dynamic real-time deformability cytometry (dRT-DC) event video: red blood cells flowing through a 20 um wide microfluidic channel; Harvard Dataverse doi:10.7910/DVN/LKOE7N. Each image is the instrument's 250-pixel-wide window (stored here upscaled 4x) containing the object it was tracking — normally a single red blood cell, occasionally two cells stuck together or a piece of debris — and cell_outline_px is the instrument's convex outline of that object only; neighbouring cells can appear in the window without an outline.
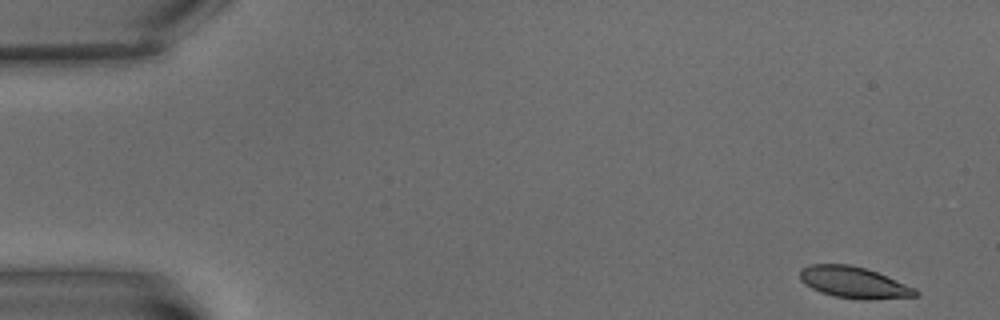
{"species": "common noctule bat (a hibernating species)", "species_latin": "Nyctalus noctula", "temperature_condition": "warm", "stored_images_in_passage": 8, "camera_frame_rate_fps": 3000, "um_per_image_px": 0.085, "animal": {"sex": "male", "body_mass_g": 15.6}, "frame": {"image": 1, "passage_image": 1, "time_ms": 0.0, "image_size_px": [1000, 320], "cell_outline_px": [[920, 292], [916, 296], [872, 300], [860, 300], [832, 296], [820, 292], [804, 284], [800, 280], [800, 268], [808, 264], [848, 264], [864, 268], [876, 272], [916, 288]], "centroid_in_image_um": [72.55, 24.02], "position_along_channel_um": 12.4, "area_um2": 21.33}}
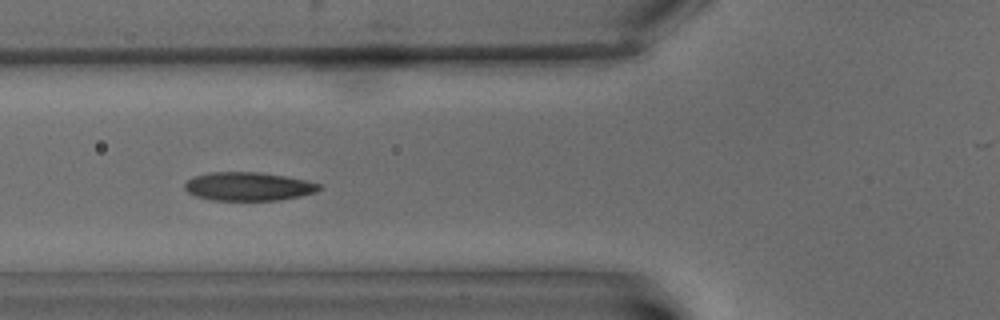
{"frame": {"image": 2, "passage_image": 7, "time_ms": 7.333, "image_size_px": [1000, 320], "cell_outline_px": [[320, 188], [316, 192], [300, 196], [280, 200], [212, 200], [196, 196], [188, 192], [184, 188], [184, 184], [188, 180], [196, 176], [208, 172], [260, 172], [308, 180], [320, 184]], "centroid_in_image_um": [21.12, 15.84], "position_along_channel_um": 104.7, "area_um2": 22.31}}